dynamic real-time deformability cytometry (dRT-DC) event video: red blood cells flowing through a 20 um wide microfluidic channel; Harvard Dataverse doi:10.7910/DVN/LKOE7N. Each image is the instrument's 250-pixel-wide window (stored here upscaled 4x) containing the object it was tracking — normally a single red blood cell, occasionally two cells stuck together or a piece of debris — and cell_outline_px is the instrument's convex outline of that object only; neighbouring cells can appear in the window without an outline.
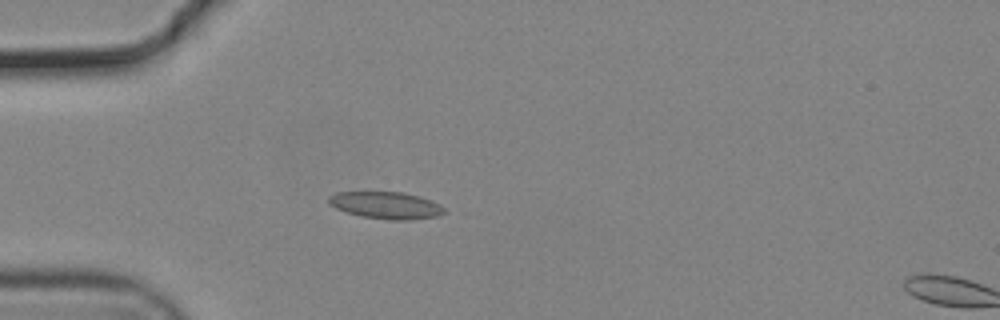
{"species": "common noctule bat (a hibernating species)", "species_latin": "Nyctalus noctula", "temperature_condition": "cold", "stored_images_in_passage": 18, "camera_frame_rate_fps": 3000, "um_per_image_px": 0.085, "animal": {"sex": "male", "body_mass_g": 19.2, "forearm_length_mm": 51.8}, "frame": {"image": 1, "passage_image": 16, "time_ms": 5.0, "image_size_px": [1000, 320], "cell_outline_px": [[444, 212], [436, 216], [408, 220], [392, 220], [360, 216], [336, 208], [328, 204], [328, 196], [336, 192], [404, 192], [420, 196], [432, 200], [440, 204], [444, 208]], "centroid_in_image_um": [32.8, 17.44], "position_along_channel_um": 52.2, "area_um2": 18.21}}